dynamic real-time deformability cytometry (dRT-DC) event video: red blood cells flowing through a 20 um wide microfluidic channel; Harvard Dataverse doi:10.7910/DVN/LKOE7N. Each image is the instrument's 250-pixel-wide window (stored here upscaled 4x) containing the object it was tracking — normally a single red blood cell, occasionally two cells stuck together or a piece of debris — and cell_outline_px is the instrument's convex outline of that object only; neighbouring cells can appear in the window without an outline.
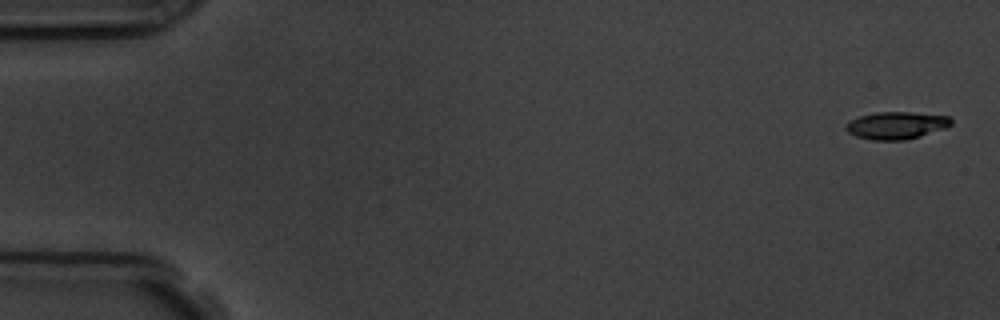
{"species": "common noctule bat (a hibernating species)", "species_latin": "Nyctalus noctula", "temperature_condition": "room temperature", "stored_images_in_passage": 5, "camera_frame_rate_fps": 3000, "um_per_image_px": 0.085, "animal": {"sex": "male", "body_mass_g": 19.5, "forearm_length_mm": 54.6}, "frame": {"image": 1, "passage_image": 1, "time_ms": 0.0, "image_size_px": [1000, 320], "cell_outline_px": [[952, 124], [944, 128], [920, 136], [904, 140], [872, 140], [856, 136], [848, 132], [844, 128], [844, 124], [860, 116], [876, 112], [912, 112], [948, 116], [952, 120]], "centroid_in_image_um": [76.17, 10.65], "position_along_channel_um": 8.8, "area_um2": 16.7}}
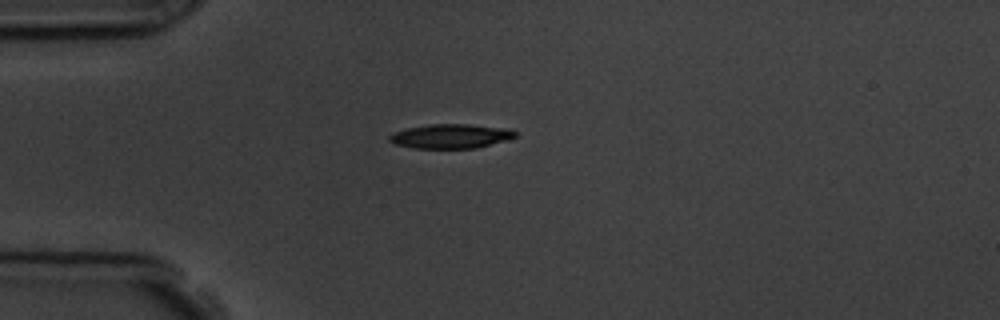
{"frame": {"image": 2, "passage_image": 5, "time_ms": 4.333, "image_size_px": [1000, 320], "cell_outline_px": [[516, 136], [508, 140], [476, 148], [412, 148], [396, 144], [388, 140], [388, 136], [392, 132], [408, 128], [432, 124], [468, 124], [508, 128], [516, 132]], "centroid_in_image_um": [38.31, 11.57], "position_along_channel_um": 46.7, "area_um2": 17.86}}